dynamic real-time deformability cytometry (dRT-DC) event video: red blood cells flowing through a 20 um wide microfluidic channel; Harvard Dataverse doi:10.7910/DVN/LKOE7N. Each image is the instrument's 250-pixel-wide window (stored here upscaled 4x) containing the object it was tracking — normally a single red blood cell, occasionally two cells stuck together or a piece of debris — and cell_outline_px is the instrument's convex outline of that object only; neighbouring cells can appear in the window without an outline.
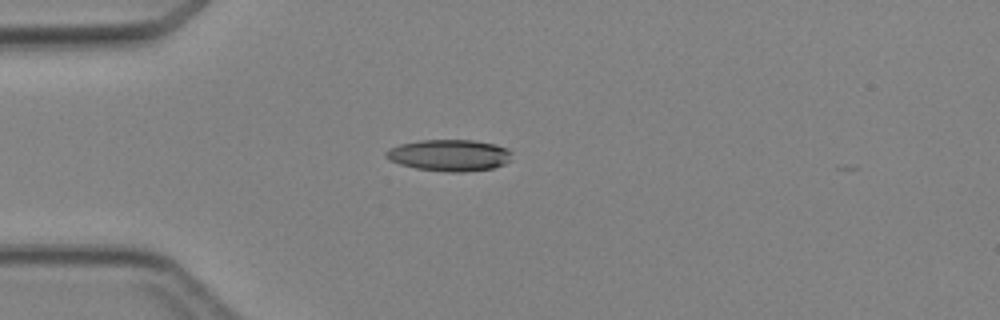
{"species": "Egyptian fruit bat (a non-hibernating species)", "species_latin": "Rousettus aegyptiacus", "temperature_condition": "cold", "stored_images_in_passage": 2, "camera_frame_rate_fps": 3000, "um_per_image_px": 0.085, "animal": {"sex": "female"}, "frame": {"image": 1, "passage_image": 1, "time_ms": 0.0, "image_size_px": [1000, 320], "cell_outline_px": [[512, 152], [508, 160], [504, 164], [492, 168], [464, 172], [448, 172], [416, 168], [400, 164], [388, 160], [384, 156], [384, 152], [388, 148], [400, 144], [420, 140], [476, 140], [496, 144], [508, 148]], "centroid_in_image_um": [38.17, 13.19], "position_along_channel_um": 46.8, "area_um2": 23.29}}